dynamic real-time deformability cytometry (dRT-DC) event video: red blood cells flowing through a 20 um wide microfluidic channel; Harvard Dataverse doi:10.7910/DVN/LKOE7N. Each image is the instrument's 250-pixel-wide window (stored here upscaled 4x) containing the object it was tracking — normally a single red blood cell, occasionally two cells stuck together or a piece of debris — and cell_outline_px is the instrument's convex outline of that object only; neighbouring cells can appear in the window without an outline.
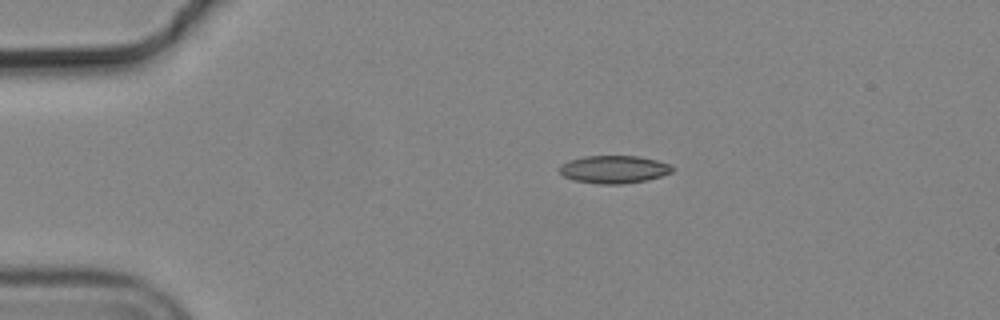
{"species": "common noctule bat (a hibernating species)", "species_latin": "Nyctalus noctula", "temperature_condition": "cold", "stored_images_in_passage": 2, "camera_frame_rate_fps": 3000, "um_per_image_px": 0.085, "animal": {"sex": "male", "body_mass_g": 19.2, "forearm_length_mm": 51.8}, "frame": {"image": 1, "passage_image": 1, "time_ms": 0.0, "image_size_px": [1000, 320], "cell_outline_px": [[676, 168], [672, 172], [648, 180], [624, 184], [600, 184], [576, 180], [564, 176], [560, 172], [560, 168], [564, 164], [572, 160], [584, 156], [640, 156], [672, 164]], "centroid_in_image_um": [52.28, 14.4], "position_along_channel_um": 32.7, "area_um2": 18.15}}